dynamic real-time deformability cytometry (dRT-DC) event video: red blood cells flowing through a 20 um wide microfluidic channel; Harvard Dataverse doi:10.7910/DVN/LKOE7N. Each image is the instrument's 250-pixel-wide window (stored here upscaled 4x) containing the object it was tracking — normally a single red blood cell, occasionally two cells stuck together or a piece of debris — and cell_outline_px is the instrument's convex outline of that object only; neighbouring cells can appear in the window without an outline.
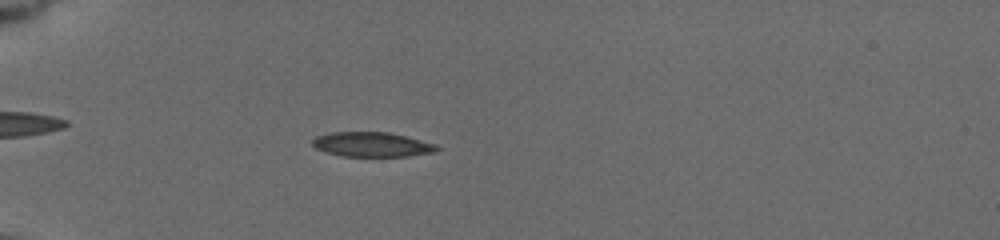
{"species": "common noctule bat (a hibernating species)", "species_latin": "Nyctalus noctula", "temperature_condition": "cold", "stored_images_in_passage": 11, "camera_frame_rate_fps": 3000, "um_per_image_px": 0.085, "animal": {"sex": "female", "body_mass_g": 19.5, "forearm_length_mm": 54.1}, "frame": {"image": 1, "passage_image": 7, "time_ms": 4.667, "image_size_px": [1000, 240], "cell_outline_px": [[440, 148], [436, 152], [408, 156], [344, 156], [328, 152], [316, 148], [312, 144], [312, 140], [316, 136], [332, 132], [388, 132], [436, 144]], "centroid_in_image_um": [31.63, 12.28], "position_along_channel_um": 53.4, "area_um2": 17.69}}
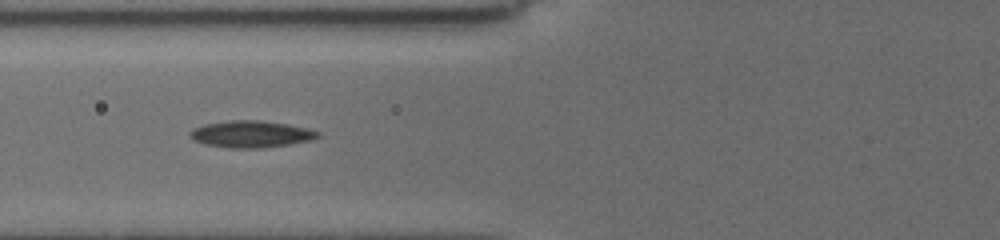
{"frame": {"image": 2, "passage_image": 10, "time_ms": 6.667, "image_size_px": [1000, 240], "cell_outline_px": [[320, 136], [312, 140], [288, 144], [260, 148], [232, 148], [204, 144], [188, 136], [188, 132], [204, 124], [228, 120], [260, 120], [288, 124], [308, 128], [320, 132]], "centroid_in_image_um": [21.35, 11.39], "position_along_channel_um": 104.4, "area_um2": 19.94}}